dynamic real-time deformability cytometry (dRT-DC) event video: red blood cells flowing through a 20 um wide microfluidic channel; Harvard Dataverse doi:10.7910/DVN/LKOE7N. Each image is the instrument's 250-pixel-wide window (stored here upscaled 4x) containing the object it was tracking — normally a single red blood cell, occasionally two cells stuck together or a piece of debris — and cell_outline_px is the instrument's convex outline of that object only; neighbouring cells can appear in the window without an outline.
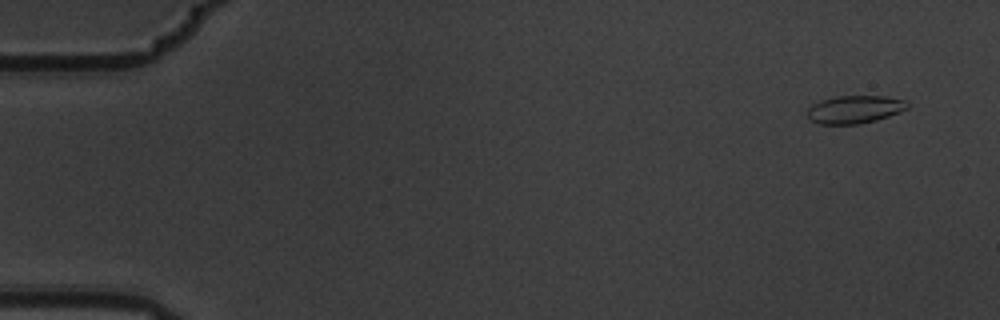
{"species": "common noctule bat (a hibernating species)", "species_latin": "Nyctalus noctula", "temperature_condition": "warm", "stored_images_in_passage": 4, "camera_frame_rate_fps": 3000, "um_per_image_px": 0.085, "animal": {"sex": "male", "body_mass_g": 19.5, "forearm_length_mm": 54.6}, "frame": {"image": 1, "passage_image": 1, "time_ms": 0.0, "image_size_px": [1000, 320], "cell_outline_px": [[908, 108], [900, 112], [876, 120], [860, 124], [820, 124], [808, 120], [808, 108], [812, 104], [820, 100], [836, 96], [884, 96], [908, 100]], "centroid_in_image_um": [72.64, 9.3], "position_along_channel_um": 12.4, "area_um2": 16.42}}